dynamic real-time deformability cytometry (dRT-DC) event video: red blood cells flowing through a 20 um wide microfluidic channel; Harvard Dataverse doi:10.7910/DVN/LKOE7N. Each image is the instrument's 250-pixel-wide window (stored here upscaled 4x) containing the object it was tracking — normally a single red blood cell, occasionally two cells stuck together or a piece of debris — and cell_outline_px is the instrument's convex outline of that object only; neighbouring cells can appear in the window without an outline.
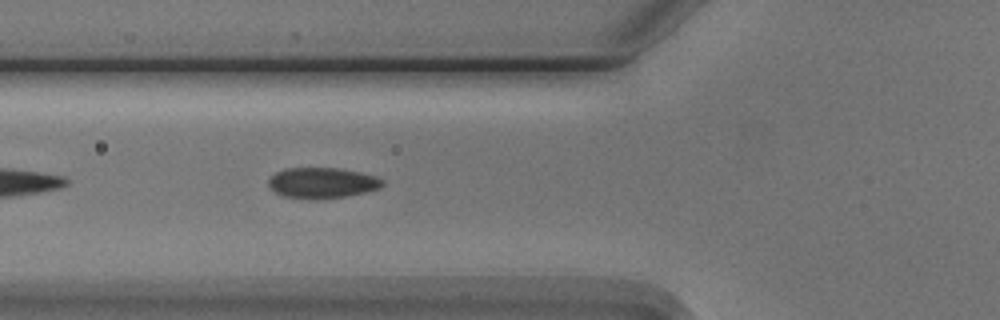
{"species": "Egyptian fruit bat (a non-hibernating species)", "species_latin": "Rousettus aegyptiacus", "temperature_condition": "cold", "stored_images_in_passage": 10, "camera_frame_rate_fps": 3000, "um_per_image_px": 0.085, "animal": {"sex": "male"}, "frame": {"image": 1, "passage_image": 5, "time_ms": 1.333, "image_size_px": [1000, 320], "cell_outline_px": [[384, 184], [380, 188], [348, 196], [284, 196], [276, 192], [268, 184], [268, 180], [276, 172], [284, 168], [340, 168], [360, 172], [376, 176], [384, 180]], "centroid_in_image_um": [27.43, 15.48], "position_along_channel_um": 98.4, "area_um2": 19.54}}